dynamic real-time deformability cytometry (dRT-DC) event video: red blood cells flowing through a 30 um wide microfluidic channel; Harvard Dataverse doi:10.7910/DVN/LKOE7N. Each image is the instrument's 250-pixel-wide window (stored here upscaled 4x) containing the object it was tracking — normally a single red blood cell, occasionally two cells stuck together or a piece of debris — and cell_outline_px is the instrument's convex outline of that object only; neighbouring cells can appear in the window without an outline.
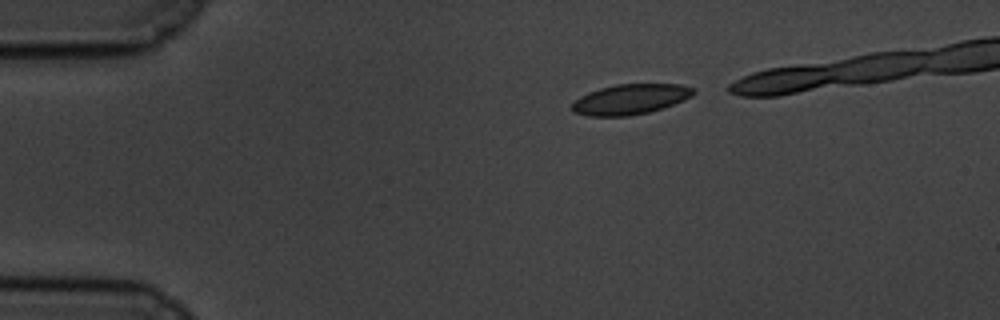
{"species": "common noctule bat (a hibernating species)", "species_latin": "Nyctalus noctula", "temperature_condition": "cold", "stored_images_in_passage": 18, "camera_frame_rate_fps": 3000, "um_per_image_px": 0.085, "animal": {"sex": "male", "body_mass_g": 19.5, "forearm_length_mm": 54.6}, "frame": {"image": 1, "passage_image": 3, "time_ms": 0.667, "image_size_px": [1000, 320], "cell_outline_px": [[696, 92], [692, 96], [684, 100], [648, 112], [628, 116], [588, 116], [572, 112], [572, 104], [580, 96], [588, 92], [600, 88], [616, 84], [680, 84], [696, 88]], "centroid_in_image_um": [53.58, 8.43], "position_along_channel_um": 31.4, "area_um2": 21.39}}
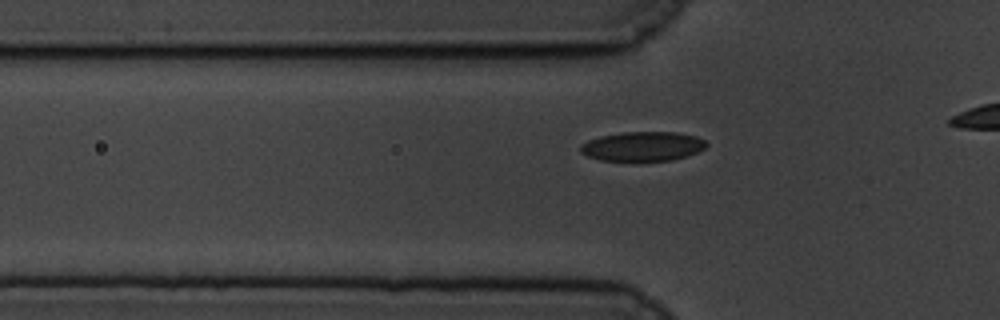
{"frame": {"image": 2, "passage_image": 11, "time_ms": 3.333, "image_size_px": [1000, 320], "cell_outline_px": [[708, 144], [704, 148], [688, 156], [672, 160], [640, 164], [632, 164], [600, 160], [588, 156], [580, 152], [580, 144], [588, 140], [600, 136], [624, 132], [676, 132], [696, 136], [704, 140]], "centroid_in_image_um": [54.59, 12.49], "position_along_channel_um": 71.2, "area_um2": 22.6}}
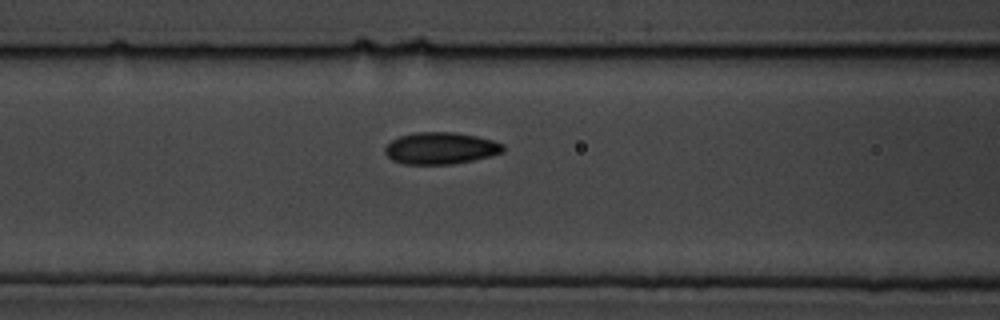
{"frame": {"image": 3, "passage_image": 16, "time_ms": 5.0, "image_size_px": [1000, 320], "cell_outline_px": [[504, 152], [472, 160], [452, 164], [404, 164], [392, 160], [384, 152], [384, 148], [392, 140], [400, 136], [416, 132], [452, 132], [476, 136], [492, 140], [504, 144]], "centroid_in_image_um": [37.44, 12.6], "position_along_channel_um": 129.2, "area_um2": 21.79}}